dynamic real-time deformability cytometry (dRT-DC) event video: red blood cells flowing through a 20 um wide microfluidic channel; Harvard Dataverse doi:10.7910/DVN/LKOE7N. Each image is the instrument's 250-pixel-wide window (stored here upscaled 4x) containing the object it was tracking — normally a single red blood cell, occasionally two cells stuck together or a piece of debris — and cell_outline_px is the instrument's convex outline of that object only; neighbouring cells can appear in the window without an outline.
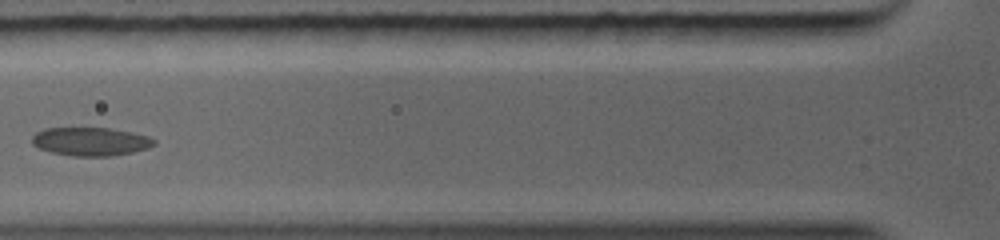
{"species": "common noctule bat (a hibernating species)", "species_latin": "Nyctalus noctula", "temperature_condition": "warm", "stored_images_in_passage": 5, "camera_frame_rate_fps": 5000, "um_per_image_px": 0.085, "animal": {"sex": "female", "body_mass_g": 19.0, "forearm_length_mm": 56.7}, "frame": {"image": 1, "passage_image": 4, "time_ms": 2.8, "image_size_px": [1000, 240], "cell_outline_px": [[156, 144], [148, 148], [132, 152], [112, 156], [72, 156], [52, 152], [40, 148], [32, 144], [32, 136], [36, 132], [44, 128], [108, 128], [132, 132], [148, 136], [156, 140]], "centroid_in_image_um": [7.71, 12.03], "position_along_channel_um": 118.1, "area_um2": 20.23}}